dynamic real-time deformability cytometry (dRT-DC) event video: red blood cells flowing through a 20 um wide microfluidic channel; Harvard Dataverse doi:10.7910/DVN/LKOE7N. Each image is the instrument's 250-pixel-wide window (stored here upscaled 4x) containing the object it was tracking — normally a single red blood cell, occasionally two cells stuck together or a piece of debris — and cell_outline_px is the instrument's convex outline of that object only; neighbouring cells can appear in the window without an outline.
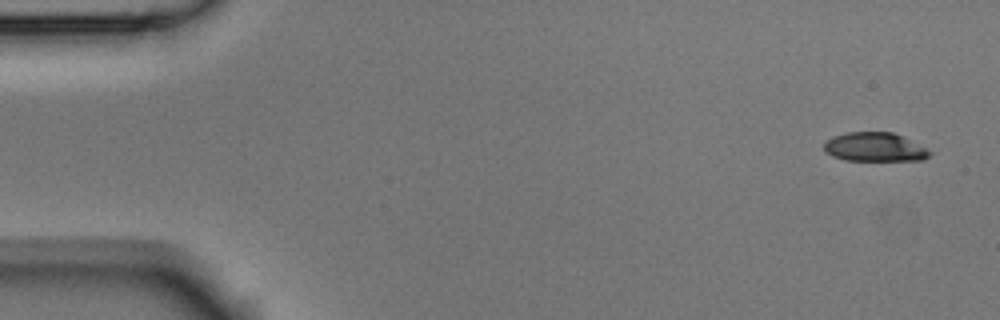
{"species": "Egyptian fruit bat (a non-hibernating species)", "species_latin": "Rousettus aegyptiacus", "temperature_condition": "room temperature", "stored_images_in_passage": 9, "camera_frame_rate_fps": 3000, "um_per_image_px": 0.085, "animal": {"sex": "male"}, "frame": {"image": 1, "passage_image": 1, "time_ms": 0.0, "image_size_px": [1000, 320], "cell_outline_px": [[932, 152], [924, 160], [844, 160], [832, 156], [824, 152], [824, 144], [832, 136], [848, 132], [892, 132]], "centroid_in_image_um": [74.28, 12.51], "position_along_channel_um": 10.7, "area_um2": 17.51}}
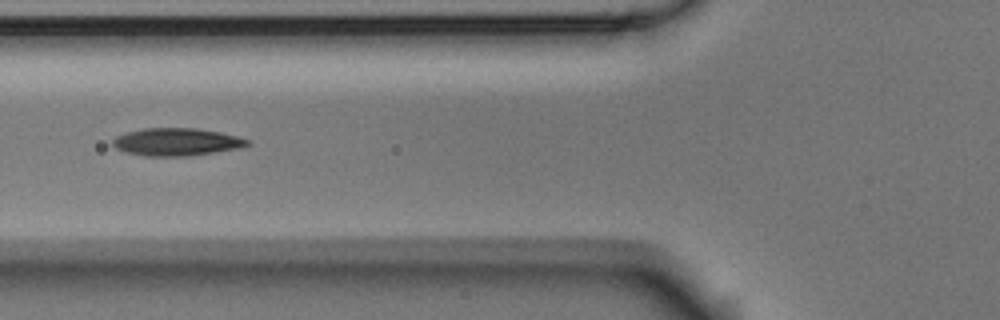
{"frame": {"image": 2, "passage_image": 6, "time_ms": 1.667, "image_size_px": [1000, 320], "cell_outline_px": [[252, 144], [244, 148], [188, 156], [144, 156], [124, 152], [116, 148], [112, 144], [112, 140], [116, 136], [124, 132], [144, 128], [196, 128], [220, 132], [236, 136], [248, 140]], "centroid_in_image_um": [15.01, 12.07], "position_along_channel_um": 110.8, "area_um2": 21.96}}
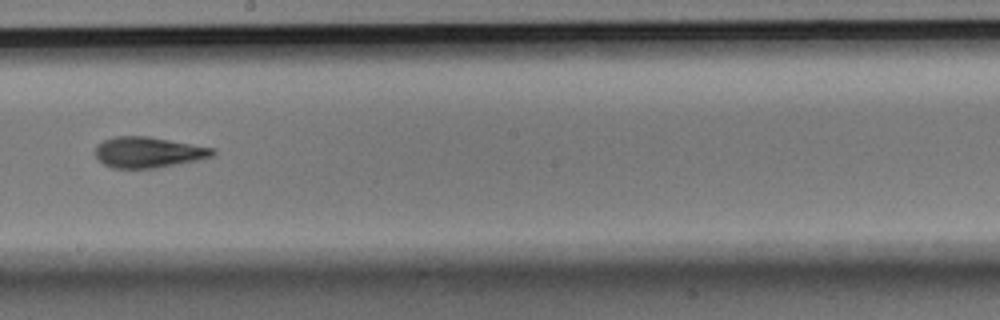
{"frame": {"image": 3, "passage_image": 9, "time_ms": 2.667, "image_size_px": [1000, 320], "cell_outline_px": [[216, 152], [212, 156], [196, 160], [156, 168], [112, 168], [104, 164], [96, 156], [96, 144], [104, 140], [116, 136], [148, 136], [216, 148]], "centroid_in_image_um": [12.61, 12.93], "position_along_channel_um": 235.6, "area_um2": 20.98}}